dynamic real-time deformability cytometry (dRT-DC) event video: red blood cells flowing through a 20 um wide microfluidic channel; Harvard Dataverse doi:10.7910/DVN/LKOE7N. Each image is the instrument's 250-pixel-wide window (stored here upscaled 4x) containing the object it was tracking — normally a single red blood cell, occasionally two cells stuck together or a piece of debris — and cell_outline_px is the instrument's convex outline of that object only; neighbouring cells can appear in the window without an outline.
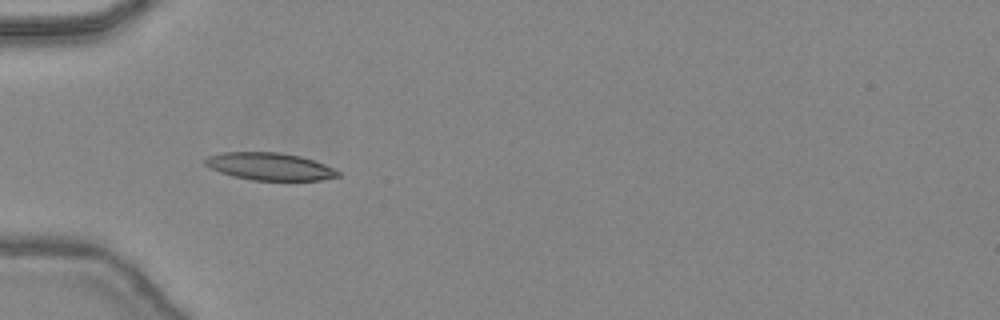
{"species": "common noctule bat (a hibernating species)", "species_latin": "Nyctalus noctula", "temperature_condition": "warm", "stored_images_in_passage": 27, "camera_frame_rate_fps": 3000, "um_per_image_px": 0.085, "animal": {"sex": "female", "body_mass_g": 24.6, "forearm_length_mm": 56.2}, "frame": {"image": 1, "passage_image": 1, "time_ms": 0.0, "image_size_px": [1000, 320], "cell_outline_px": [[340, 176], [320, 180], [252, 180], [232, 176], [208, 168], [204, 164], [204, 160], [208, 156], [224, 152], [280, 152], [300, 156], [324, 164], [340, 172]], "centroid_in_image_um": [22.89, 14.15], "position_along_channel_um": 62.1, "area_um2": 21.21}}
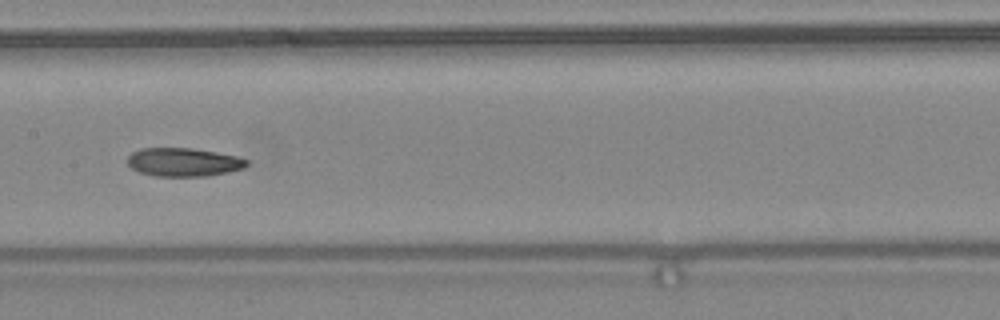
{"frame": {"image": 2, "passage_image": 10, "time_ms": 3.0, "image_size_px": [1000, 320], "cell_outline_px": [[248, 164], [244, 168], [228, 172], [208, 176], [152, 176], [140, 172], [132, 168], [128, 164], [128, 156], [132, 152], [140, 148], [192, 148], [216, 152], [236, 156], [248, 160]], "centroid_in_image_um": [15.6, 13.78], "position_along_channel_um": 191.8, "area_um2": 19.83}}
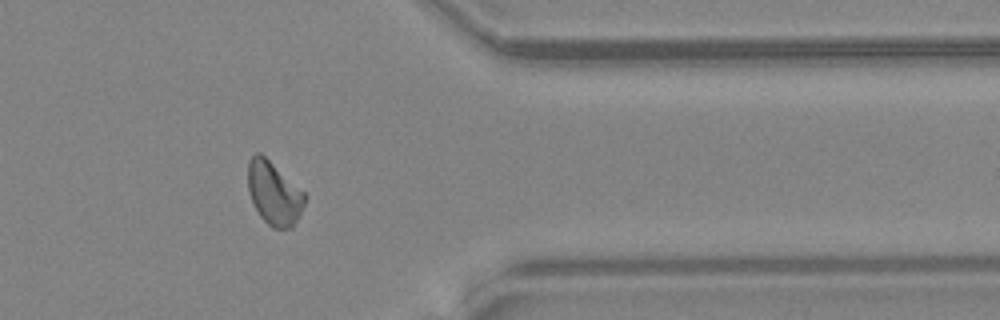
{"frame": {"image": 3, "passage_image": 24, "time_ms": 7.667, "image_size_px": [1000, 320], "cell_outline_px": [[308, 196], [300, 216], [292, 228], [272, 228], [260, 216], [248, 192], [248, 160], [256, 152], [260, 152], [304, 192]], "centroid_in_image_um": [23.3, 16.44], "position_along_channel_um": 388.1, "area_um2": 20.92}, "authors_computed_cell_mechanics": {"area_um2": 20.4612, "velocity_mm_per_s": 4.4688, "shape_relaxation_time_tau1_ms": null, "shape_relaxation_time_tau2_ms": 3.0923, "deformation_change_tau1": null, "deformation_change_tau2": 0.1071}}